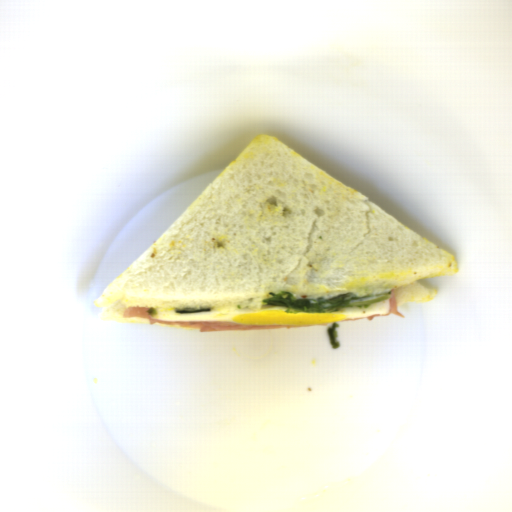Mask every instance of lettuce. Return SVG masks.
I'll use <instances>...</instances> for the list:
<instances>
[{"mask_svg":"<svg viewBox=\"0 0 512 512\" xmlns=\"http://www.w3.org/2000/svg\"><path fill=\"white\" fill-rule=\"evenodd\" d=\"M389 290L368 297L352 294L335 295L330 298H296L289 292H273L263 300L262 306L280 305L286 314L294 313H337L345 309H365L374 303L385 300Z\"/></svg>","mask_w":512,"mask_h":512,"instance_id":"1","label":"lettuce"},{"mask_svg":"<svg viewBox=\"0 0 512 512\" xmlns=\"http://www.w3.org/2000/svg\"><path fill=\"white\" fill-rule=\"evenodd\" d=\"M339 327V324L335 322H331L328 329H327V335L330 341V344L333 349H340L341 341L338 340V333L336 329Z\"/></svg>","mask_w":512,"mask_h":512,"instance_id":"2","label":"lettuce"},{"mask_svg":"<svg viewBox=\"0 0 512 512\" xmlns=\"http://www.w3.org/2000/svg\"><path fill=\"white\" fill-rule=\"evenodd\" d=\"M156 314H157L156 307H149V309L147 310V315L156 316Z\"/></svg>","mask_w":512,"mask_h":512,"instance_id":"4","label":"lettuce"},{"mask_svg":"<svg viewBox=\"0 0 512 512\" xmlns=\"http://www.w3.org/2000/svg\"><path fill=\"white\" fill-rule=\"evenodd\" d=\"M175 314H193V313H206L213 312L210 309H206L199 306H178L174 308Z\"/></svg>","mask_w":512,"mask_h":512,"instance_id":"3","label":"lettuce"}]
</instances>
